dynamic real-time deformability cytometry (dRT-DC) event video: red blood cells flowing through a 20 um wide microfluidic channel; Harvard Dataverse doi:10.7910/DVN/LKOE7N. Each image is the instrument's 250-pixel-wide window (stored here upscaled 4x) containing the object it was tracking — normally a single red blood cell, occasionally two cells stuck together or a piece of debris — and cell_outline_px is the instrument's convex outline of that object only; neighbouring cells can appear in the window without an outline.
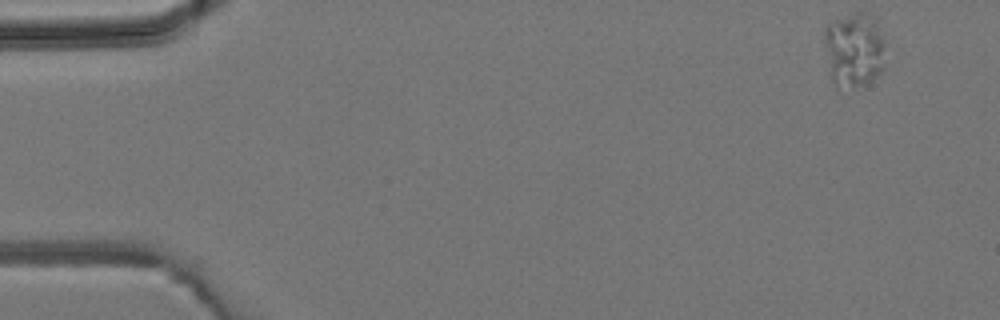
{"species": "common noctule bat (a hibernating species)", "species_latin": "Nyctalus noctula", "temperature_condition": "room temperature", "stored_images_in_passage": 4, "camera_frame_rate_fps": 3000, "um_per_image_px": 0.085, "animal": {"sex": "male", "body_mass_g": 19.2, "forearm_length_mm": 51.8}, "frame": {"image": 1, "passage_image": 1, "time_ms": 0.0, "image_size_px": [1000, 320], "cell_outline_px": [[884, 68], [872, 80], [852, 88], [836, 88], [832, 80], [824, 40], [824, 28], [828, 24], [836, 20], [856, 12], [864, 12], [872, 16], [876, 20], [884, 44]], "centroid_in_image_um": [72.6, 4.24], "position_along_channel_um": 12.4, "area_um2": 26.41}}
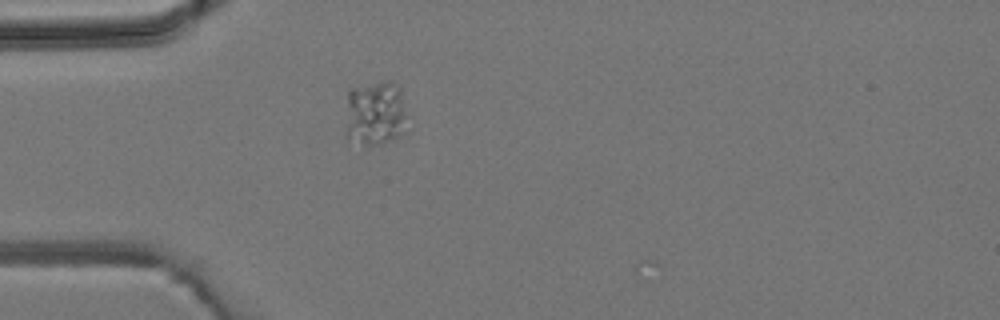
{"frame": {"image": 2, "passage_image": 4, "time_ms": 3.667, "image_size_px": [1000, 320], "cell_outline_px": [[404, 116], [400, 132], [396, 136], [380, 144], [364, 144], [348, 140], [348, 92], [352, 88], [384, 80], [392, 80], [400, 88]], "centroid_in_image_um": [31.86, 9.57], "position_along_channel_um": 53.1, "area_um2": 22.25}}